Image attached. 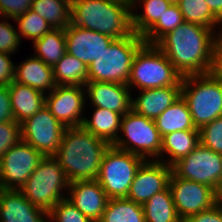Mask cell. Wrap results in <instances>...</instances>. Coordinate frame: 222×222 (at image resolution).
<instances>
[{
  "mask_svg": "<svg viewBox=\"0 0 222 222\" xmlns=\"http://www.w3.org/2000/svg\"><path fill=\"white\" fill-rule=\"evenodd\" d=\"M64 31L67 53L83 61L87 66H90L113 40L112 37L71 23Z\"/></svg>",
  "mask_w": 222,
  "mask_h": 222,
  "instance_id": "2e32d148",
  "label": "cell"
},
{
  "mask_svg": "<svg viewBox=\"0 0 222 222\" xmlns=\"http://www.w3.org/2000/svg\"><path fill=\"white\" fill-rule=\"evenodd\" d=\"M184 22L183 15L177 4L171 6L158 21L142 36L147 44L156 45L166 34Z\"/></svg>",
  "mask_w": 222,
  "mask_h": 222,
  "instance_id": "d6a6232c",
  "label": "cell"
},
{
  "mask_svg": "<svg viewBox=\"0 0 222 222\" xmlns=\"http://www.w3.org/2000/svg\"><path fill=\"white\" fill-rule=\"evenodd\" d=\"M213 72L222 78V27L216 33L215 64Z\"/></svg>",
  "mask_w": 222,
  "mask_h": 222,
  "instance_id": "7bdbcfd3",
  "label": "cell"
},
{
  "mask_svg": "<svg viewBox=\"0 0 222 222\" xmlns=\"http://www.w3.org/2000/svg\"><path fill=\"white\" fill-rule=\"evenodd\" d=\"M48 222H93L82 214L67 198L59 201L49 212Z\"/></svg>",
  "mask_w": 222,
  "mask_h": 222,
  "instance_id": "e575fe53",
  "label": "cell"
},
{
  "mask_svg": "<svg viewBox=\"0 0 222 222\" xmlns=\"http://www.w3.org/2000/svg\"><path fill=\"white\" fill-rule=\"evenodd\" d=\"M144 161L141 156L109 145L103 154L96 179L108 199L127 197L136 172Z\"/></svg>",
  "mask_w": 222,
  "mask_h": 222,
  "instance_id": "9c48e42d",
  "label": "cell"
},
{
  "mask_svg": "<svg viewBox=\"0 0 222 222\" xmlns=\"http://www.w3.org/2000/svg\"><path fill=\"white\" fill-rule=\"evenodd\" d=\"M43 158L22 140L12 146L0 159V188L19 190Z\"/></svg>",
  "mask_w": 222,
  "mask_h": 222,
  "instance_id": "4fadbf2b",
  "label": "cell"
},
{
  "mask_svg": "<svg viewBox=\"0 0 222 222\" xmlns=\"http://www.w3.org/2000/svg\"><path fill=\"white\" fill-rule=\"evenodd\" d=\"M56 85L85 86L88 82V66L75 56H64L53 67Z\"/></svg>",
  "mask_w": 222,
  "mask_h": 222,
  "instance_id": "f1b7e54d",
  "label": "cell"
},
{
  "mask_svg": "<svg viewBox=\"0 0 222 222\" xmlns=\"http://www.w3.org/2000/svg\"><path fill=\"white\" fill-rule=\"evenodd\" d=\"M86 98L92 107H100L124 115L132 109L133 92L125 84L87 82Z\"/></svg>",
  "mask_w": 222,
  "mask_h": 222,
  "instance_id": "e0dca14e",
  "label": "cell"
},
{
  "mask_svg": "<svg viewBox=\"0 0 222 222\" xmlns=\"http://www.w3.org/2000/svg\"><path fill=\"white\" fill-rule=\"evenodd\" d=\"M14 22H17L16 26L18 27H16V29L18 30L21 40L24 37L25 40L29 39L34 42L52 29L44 18L40 17L31 9L25 14L16 17Z\"/></svg>",
  "mask_w": 222,
  "mask_h": 222,
  "instance_id": "836d02e7",
  "label": "cell"
},
{
  "mask_svg": "<svg viewBox=\"0 0 222 222\" xmlns=\"http://www.w3.org/2000/svg\"><path fill=\"white\" fill-rule=\"evenodd\" d=\"M98 222H146L143 206L127 198L108 199Z\"/></svg>",
  "mask_w": 222,
  "mask_h": 222,
  "instance_id": "f546056e",
  "label": "cell"
},
{
  "mask_svg": "<svg viewBox=\"0 0 222 222\" xmlns=\"http://www.w3.org/2000/svg\"><path fill=\"white\" fill-rule=\"evenodd\" d=\"M21 140L34 147L44 157L54 156L66 129L44 106L20 124Z\"/></svg>",
  "mask_w": 222,
  "mask_h": 222,
  "instance_id": "7c38bea8",
  "label": "cell"
},
{
  "mask_svg": "<svg viewBox=\"0 0 222 222\" xmlns=\"http://www.w3.org/2000/svg\"><path fill=\"white\" fill-rule=\"evenodd\" d=\"M172 167L159 160H145L136 172L127 199L144 205L169 183Z\"/></svg>",
  "mask_w": 222,
  "mask_h": 222,
  "instance_id": "9a60e30c",
  "label": "cell"
},
{
  "mask_svg": "<svg viewBox=\"0 0 222 222\" xmlns=\"http://www.w3.org/2000/svg\"><path fill=\"white\" fill-rule=\"evenodd\" d=\"M69 184L59 162L48 156L39 162L19 191L32 204L49 212L59 201L67 198Z\"/></svg>",
  "mask_w": 222,
  "mask_h": 222,
  "instance_id": "52a82bcc",
  "label": "cell"
},
{
  "mask_svg": "<svg viewBox=\"0 0 222 222\" xmlns=\"http://www.w3.org/2000/svg\"><path fill=\"white\" fill-rule=\"evenodd\" d=\"M199 144V131H175L168 133L162 137L160 161L172 167Z\"/></svg>",
  "mask_w": 222,
  "mask_h": 222,
  "instance_id": "603a6c76",
  "label": "cell"
},
{
  "mask_svg": "<svg viewBox=\"0 0 222 222\" xmlns=\"http://www.w3.org/2000/svg\"><path fill=\"white\" fill-rule=\"evenodd\" d=\"M127 86L130 90L182 86V75L156 46L145 43L136 53Z\"/></svg>",
  "mask_w": 222,
  "mask_h": 222,
  "instance_id": "8992f818",
  "label": "cell"
},
{
  "mask_svg": "<svg viewBox=\"0 0 222 222\" xmlns=\"http://www.w3.org/2000/svg\"><path fill=\"white\" fill-rule=\"evenodd\" d=\"M21 141V127L16 121L0 123V159L14 145Z\"/></svg>",
  "mask_w": 222,
  "mask_h": 222,
  "instance_id": "74e56055",
  "label": "cell"
},
{
  "mask_svg": "<svg viewBox=\"0 0 222 222\" xmlns=\"http://www.w3.org/2000/svg\"><path fill=\"white\" fill-rule=\"evenodd\" d=\"M15 121L8 86H0V123Z\"/></svg>",
  "mask_w": 222,
  "mask_h": 222,
  "instance_id": "b9f144b4",
  "label": "cell"
},
{
  "mask_svg": "<svg viewBox=\"0 0 222 222\" xmlns=\"http://www.w3.org/2000/svg\"><path fill=\"white\" fill-rule=\"evenodd\" d=\"M139 92L136 98H132V110L155 120L182 96V86L145 89Z\"/></svg>",
  "mask_w": 222,
  "mask_h": 222,
  "instance_id": "ffe728a7",
  "label": "cell"
},
{
  "mask_svg": "<svg viewBox=\"0 0 222 222\" xmlns=\"http://www.w3.org/2000/svg\"><path fill=\"white\" fill-rule=\"evenodd\" d=\"M155 124L162 137L175 131H199L182 96L155 119Z\"/></svg>",
  "mask_w": 222,
  "mask_h": 222,
  "instance_id": "d4e9b609",
  "label": "cell"
},
{
  "mask_svg": "<svg viewBox=\"0 0 222 222\" xmlns=\"http://www.w3.org/2000/svg\"><path fill=\"white\" fill-rule=\"evenodd\" d=\"M200 144L222 154V116L199 129Z\"/></svg>",
  "mask_w": 222,
  "mask_h": 222,
  "instance_id": "d590c367",
  "label": "cell"
},
{
  "mask_svg": "<svg viewBox=\"0 0 222 222\" xmlns=\"http://www.w3.org/2000/svg\"><path fill=\"white\" fill-rule=\"evenodd\" d=\"M93 110L91 119L84 117L82 126L94 136L113 145L119 136L123 115L100 107H94Z\"/></svg>",
  "mask_w": 222,
  "mask_h": 222,
  "instance_id": "cb8c5ba5",
  "label": "cell"
},
{
  "mask_svg": "<svg viewBox=\"0 0 222 222\" xmlns=\"http://www.w3.org/2000/svg\"><path fill=\"white\" fill-rule=\"evenodd\" d=\"M85 96V86L57 85L46 94L45 106L66 128L81 126L88 101Z\"/></svg>",
  "mask_w": 222,
  "mask_h": 222,
  "instance_id": "5bb4252c",
  "label": "cell"
},
{
  "mask_svg": "<svg viewBox=\"0 0 222 222\" xmlns=\"http://www.w3.org/2000/svg\"><path fill=\"white\" fill-rule=\"evenodd\" d=\"M182 97L196 129L222 116V78L214 72L183 76Z\"/></svg>",
  "mask_w": 222,
  "mask_h": 222,
  "instance_id": "277c9868",
  "label": "cell"
},
{
  "mask_svg": "<svg viewBox=\"0 0 222 222\" xmlns=\"http://www.w3.org/2000/svg\"><path fill=\"white\" fill-rule=\"evenodd\" d=\"M172 171L180 178L208 185L222 196V154L199 144Z\"/></svg>",
  "mask_w": 222,
  "mask_h": 222,
  "instance_id": "30bf717a",
  "label": "cell"
},
{
  "mask_svg": "<svg viewBox=\"0 0 222 222\" xmlns=\"http://www.w3.org/2000/svg\"><path fill=\"white\" fill-rule=\"evenodd\" d=\"M135 32L113 39L107 49L88 66V82H114L127 85L137 51L145 44Z\"/></svg>",
  "mask_w": 222,
  "mask_h": 222,
  "instance_id": "5b68a950",
  "label": "cell"
},
{
  "mask_svg": "<svg viewBox=\"0 0 222 222\" xmlns=\"http://www.w3.org/2000/svg\"><path fill=\"white\" fill-rule=\"evenodd\" d=\"M0 19V52L13 55L18 51L22 40L17 29H15L16 25L13 26L9 23V20L14 19L4 17H0Z\"/></svg>",
  "mask_w": 222,
  "mask_h": 222,
  "instance_id": "8d00e7d4",
  "label": "cell"
},
{
  "mask_svg": "<svg viewBox=\"0 0 222 222\" xmlns=\"http://www.w3.org/2000/svg\"><path fill=\"white\" fill-rule=\"evenodd\" d=\"M0 222H48V212L19 190L0 188Z\"/></svg>",
  "mask_w": 222,
  "mask_h": 222,
  "instance_id": "d6986e66",
  "label": "cell"
},
{
  "mask_svg": "<svg viewBox=\"0 0 222 222\" xmlns=\"http://www.w3.org/2000/svg\"><path fill=\"white\" fill-rule=\"evenodd\" d=\"M168 187L182 221L212 208L221 197L212 187L180 178L173 171L169 178Z\"/></svg>",
  "mask_w": 222,
  "mask_h": 222,
  "instance_id": "8fae6325",
  "label": "cell"
},
{
  "mask_svg": "<svg viewBox=\"0 0 222 222\" xmlns=\"http://www.w3.org/2000/svg\"><path fill=\"white\" fill-rule=\"evenodd\" d=\"M217 29L184 21L156 46L183 76L213 72Z\"/></svg>",
  "mask_w": 222,
  "mask_h": 222,
  "instance_id": "6da1fadb",
  "label": "cell"
},
{
  "mask_svg": "<svg viewBox=\"0 0 222 222\" xmlns=\"http://www.w3.org/2000/svg\"><path fill=\"white\" fill-rule=\"evenodd\" d=\"M131 13V0H76L70 23L120 39L133 33Z\"/></svg>",
  "mask_w": 222,
  "mask_h": 222,
  "instance_id": "3957f363",
  "label": "cell"
},
{
  "mask_svg": "<svg viewBox=\"0 0 222 222\" xmlns=\"http://www.w3.org/2000/svg\"><path fill=\"white\" fill-rule=\"evenodd\" d=\"M64 1H67L69 4H73L76 0H64Z\"/></svg>",
  "mask_w": 222,
  "mask_h": 222,
  "instance_id": "bcb514c9",
  "label": "cell"
},
{
  "mask_svg": "<svg viewBox=\"0 0 222 222\" xmlns=\"http://www.w3.org/2000/svg\"><path fill=\"white\" fill-rule=\"evenodd\" d=\"M183 222H222V196L212 208L190 216Z\"/></svg>",
  "mask_w": 222,
  "mask_h": 222,
  "instance_id": "60d3db41",
  "label": "cell"
},
{
  "mask_svg": "<svg viewBox=\"0 0 222 222\" xmlns=\"http://www.w3.org/2000/svg\"><path fill=\"white\" fill-rule=\"evenodd\" d=\"M167 0H131L132 29L143 36L171 6ZM141 8V12L136 11ZM136 11V13H135Z\"/></svg>",
  "mask_w": 222,
  "mask_h": 222,
  "instance_id": "484cf974",
  "label": "cell"
},
{
  "mask_svg": "<svg viewBox=\"0 0 222 222\" xmlns=\"http://www.w3.org/2000/svg\"><path fill=\"white\" fill-rule=\"evenodd\" d=\"M12 54L0 52V86H9L15 79V63Z\"/></svg>",
  "mask_w": 222,
  "mask_h": 222,
  "instance_id": "ab89813d",
  "label": "cell"
},
{
  "mask_svg": "<svg viewBox=\"0 0 222 222\" xmlns=\"http://www.w3.org/2000/svg\"><path fill=\"white\" fill-rule=\"evenodd\" d=\"M31 10L52 28L65 29L71 22V4L64 0H33Z\"/></svg>",
  "mask_w": 222,
  "mask_h": 222,
  "instance_id": "4dcf8cb0",
  "label": "cell"
},
{
  "mask_svg": "<svg viewBox=\"0 0 222 222\" xmlns=\"http://www.w3.org/2000/svg\"><path fill=\"white\" fill-rule=\"evenodd\" d=\"M211 12L222 22V0H205Z\"/></svg>",
  "mask_w": 222,
  "mask_h": 222,
  "instance_id": "ee69618b",
  "label": "cell"
},
{
  "mask_svg": "<svg viewBox=\"0 0 222 222\" xmlns=\"http://www.w3.org/2000/svg\"><path fill=\"white\" fill-rule=\"evenodd\" d=\"M113 146L141 156L145 160L160 161L162 136L155 120L131 109L122 116L120 133Z\"/></svg>",
  "mask_w": 222,
  "mask_h": 222,
  "instance_id": "ba28073f",
  "label": "cell"
},
{
  "mask_svg": "<svg viewBox=\"0 0 222 222\" xmlns=\"http://www.w3.org/2000/svg\"><path fill=\"white\" fill-rule=\"evenodd\" d=\"M109 144L94 136L82 125L66 128L53 156L65 172L69 182L96 180L101 160Z\"/></svg>",
  "mask_w": 222,
  "mask_h": 222,
  "instance_id": "7a4b0ae2",
  "label": "cell"
},
{
  "mask_svg": "<svg viewBox=\"0 0 222 222\" xmlns=\"http://www.w3.org/2000/svg\"><path fill=\"white\" fill-rule=\"evenodd\" d=\"M33 0H0V17L15 19L31 9Z\"/></svg>",
  "mask_w": 222,
  "mask_h": 222,
  "instance_id": "f35d334b",
  "label": "cell"
},
{
  "mask_svg": "<svg viewBox=\"0 0 222 222\" xmlns=\"http://www.w3.org/2000/svg\"><path fill=\"white\" fill-rule=\"evenodd\" d=\"M11 108L16 122L21 124L45 106V94L13 81L9 86Z\"/></svg>",
  "mask_w": 222,
  "mask_h": 222,
  "instance_id": "7402d4cb",
  "label": "cell"
},
{
  "mask_svg": "<svg viewBox=\"0 0 222 222\" xmlns=\"http://www.w3.org/2000/svg\"><path fill=\"white\" fill-rule=\"evenodd\" d=\"M15 82L28 85L46 95L57 85L54 80L53 67L32 55L15 66Z\"/></svg>",
  "mask_w": 222,
  "mask_h": 222,
  "instance_id": "44dd1931",
  "label": "cell"
},
{
  "mask_svg": "<svg viewBox=\"0 0 222 222\" xmlns=\"http://www.w3.org/2000/svg\"><path fill=\"white\" fill-rule=\"evenodd\" d=\"M146 222H183L179 217L170 188L153 195L143 205Z\"/></svg>",
  "mask_w": 222,
  "mask_h": 222,
  "instance_id": "83f0119b",
  "label": "cell"
},
{
  "mask_svg": "<svg viewBox=\"0 0 222 222\" xmlns=\"http://www.w3.org/2000/svg\"><path fill=\"white\" fill-rule=\"evenodd\" d=\"M177 5L184 21L218 31L221 29L222 22L211 12L205 0H179Z\"/></svg>",
  "mask_w": 222,
  "mask_h": 222,
  "instance_id": "1f68e13d",
  "label": "cell"
},
{
  "mask_svg": "<svg viewBox=\"0 0 222 222\" xmlns=\"http://www.w3.org/2000/svg\"><path fill=\"white\" fill-rule=\"evenodd\" d=\"M33 54L45 64L54 67L64 56L66 50L65 31L61 28H52L40 39L33 42Z\"/></svg>",
  "mask_w": 222,
  "mask_h": 222,
  "instance_id": "4316f807",
  "label": "cell"
},
{
  "mask_svg": "<svg viewBox=\"0 0 222 222\" xmlns=\"http://www.w3.org/2000/svg\"><path fill=\"white\" fill-rule=\"evenodd\" d=\"M67 199L86 217L98 222L108 197L97 180H78L69 184Z\"/></svg>",
  "mask_w": 222,
  "mask_h": 222,
  "instance_id": "ac0fdd59",
  "label": "cell"
},
{
  "mask_svg": "<svg viewBox=\"0 0 222 222\" xmlns=\"http://www.w3.org/2000/svg\"><path fill=\"white\" fill-rule=\"evenodd\" d=\"M170 1L172 4H177L179 0H167Z\"/></svg>",
  "mask_w": 222,
  "mask_h": 222,
  "instance_id": "f6af8a7d",
  "label": "cell"
}]
</instances>
